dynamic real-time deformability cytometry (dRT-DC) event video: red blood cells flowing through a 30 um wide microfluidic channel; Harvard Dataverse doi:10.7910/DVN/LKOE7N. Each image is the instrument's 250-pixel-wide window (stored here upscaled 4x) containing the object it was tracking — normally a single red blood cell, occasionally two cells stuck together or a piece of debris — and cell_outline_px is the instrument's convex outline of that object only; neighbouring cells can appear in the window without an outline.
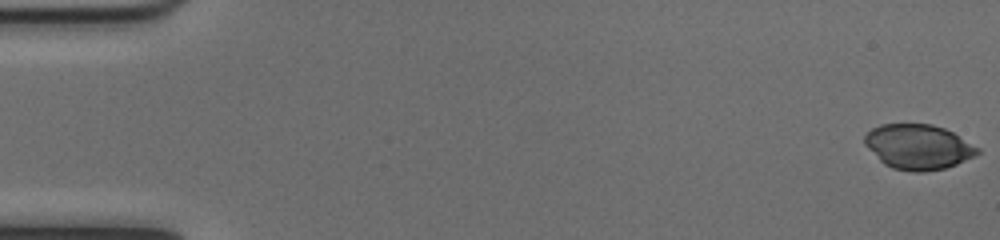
{"species": "common noctule bat (a hibernating species)", "species_latin": "Nyctalus noctula", "temperature_condition": "cold", "stored_images_in_passage": 52, "camera_frame_rate_fps": 3000, "um_per_image_px": 0.085, "animal": {"sex": "female", "body_mass_g": 17.0, "forearm_length_mm": 48.0}, "frame": {"image": 1, "passage_image": 1, "time_ms": 0.0, "image_size_px": [1000, 240], "cell_outline_px": [[980, 152], [956, 164], [944, 168], [924, 172], [912, 172], [892, 168], [884, 164], [864, 144], [864, 136], [872, 128], [880, 124], [932, 124], [944, 128], [952, 132], [980, 148]], "centroid_in_image_um": [78.03, 12.48], "position_along_channel_um": 7.0, "area_um2": 29.42}}
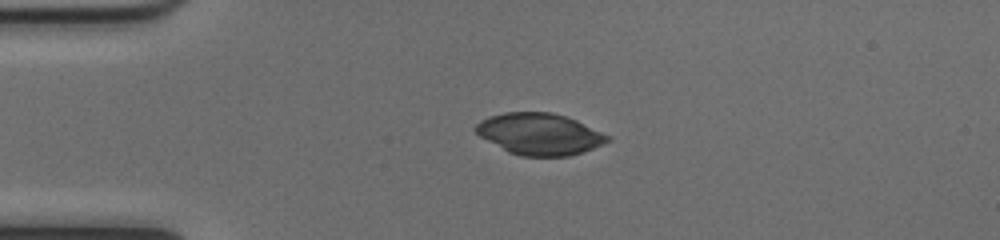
{"frame": {"image": 2, "passage_image": 13, "time_ms": 4.0, "image_size_px": [1000, 240], "cell_outline_px": [[612, 140], [584, 152], [568, 156], [520, 156], [508, 152], [480, 136], [472, 128], [480, 120], [488, 116], [504, 112], [552, 112], [576, 120], [612, 136]], "centroid_in_image_um": [45.87, 11.39], "position_along_channel_um": 39.1, "area_um2": 32.14}}